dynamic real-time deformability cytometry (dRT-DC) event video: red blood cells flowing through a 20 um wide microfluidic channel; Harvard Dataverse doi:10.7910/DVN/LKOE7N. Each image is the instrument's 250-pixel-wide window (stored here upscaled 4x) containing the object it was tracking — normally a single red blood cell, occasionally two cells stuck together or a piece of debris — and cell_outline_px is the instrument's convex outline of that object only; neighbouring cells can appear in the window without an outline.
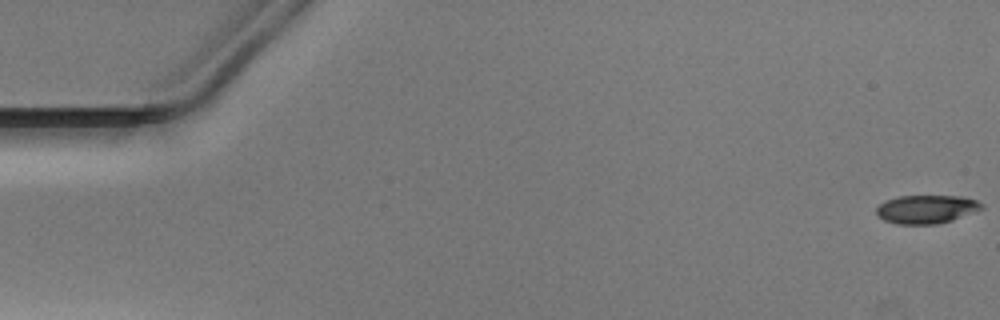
{"species": "Egyptian fruit bat (a non-hibernating species)", "species_latin": "Rousettus aegyptiacus", "temperature_condition": "warm", "stored_images_in_passage": 51, "camera_frame_rate_fps": 3000, "um_per_image_px": 0.085, "animal": {"sex": "male"}, "frame": {"image": 1, "passage_image": 1, "time_ms": 0.0, "image_size_px": [1000, 320], "cell_outline_px": [[984, 208], [952, 220], [936, 224], [900, 224], [884, 220], [876, 216], [876, 208], [884, 200], [900, 196], [964, 196], [976, 200], [984, 204]], "centroid_in_image_um": [78.74, 17.77], "position_along_channel_um": 6.3, "area_um2": 17.51}}
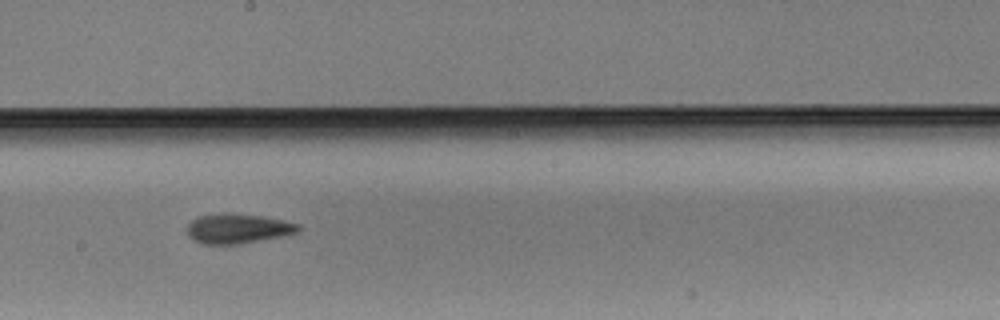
{"frame": {"image": 2, "passage_image": 29, "time_ms": 9.333, "image_size_px": [1000, 320], "cell_outline_px": [[300, 232], [284, 236], [240, 244], [204, 244], [192, 240], [188, 236], [184, 228], [196, 216], [216, 212], [232, 212], [264, 216], [284, 220], [300, 224]], "centroid_in_image_um": [20.18, 19.41], "position_along_channel_um": 228.0, "area_um2": 20.06}}
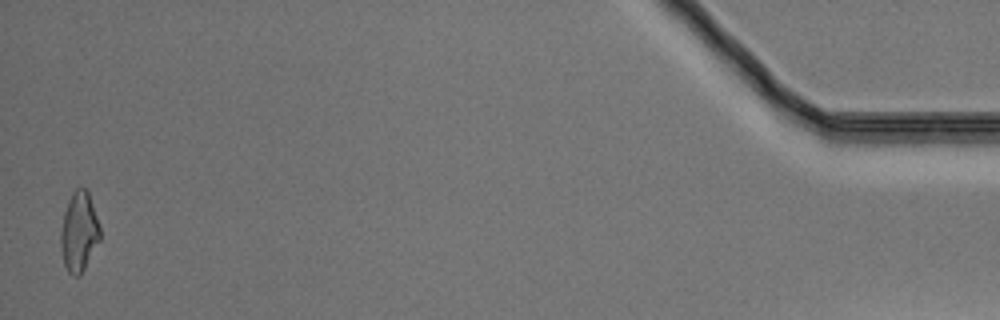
{"frame": {"image": 3, "passage_image": 51, "time_ms": 16.667, "image_size_px": [1000, 320], "cell_outline_px": [[100, 240], [80, 276], [72, 276], [68, 272], [64, 264], [60, 248], [60, 232], [64, 212], [68, 200], [72, 192], [76, 188], [88, 188], [100, 228]], "centroid_in_image_um": [6.71, 19.7], "position_along_channel_um": 428.5, "area_um2": 18.44}}